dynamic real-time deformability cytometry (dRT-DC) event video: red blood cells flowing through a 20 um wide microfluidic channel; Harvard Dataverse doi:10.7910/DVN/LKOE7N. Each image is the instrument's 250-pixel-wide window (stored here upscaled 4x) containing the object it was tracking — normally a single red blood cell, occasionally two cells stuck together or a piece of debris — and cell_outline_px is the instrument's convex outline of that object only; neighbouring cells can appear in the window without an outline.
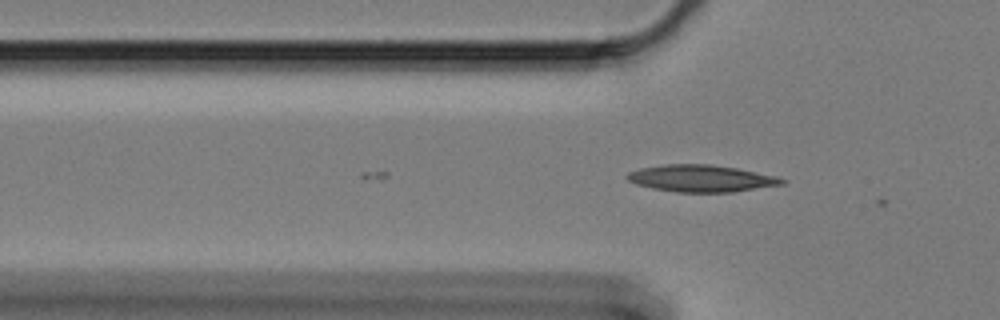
{"species": "Egyptian fruit bat (a non-hibernating species)", "species_latin": "Rousettus aegyptiacus", "temperature_condition": "cold", "stored_images_in_passage": 4, "camera_frame_rate_fps": 3000, "um_per_image_px": 0.085, "animal": {"sex": "female"}, "frame": {"image": 1, "passage_image": 4, "time_ms": 1.0, "image_size_px": [1000, 320], "cell_outline_px": [[788, 180], [784, 184], [732, 192], [676, 192], [652, 188], [636, 184], [628, 180], [624, 176], [628, 172], [640, 168], [664, 164], [708, 164], [736, 168], [776, 176]], "centroid_in_image_um": [59.58, 15.16], "position_along_channel_um": 66.2, "area_um2": 24.28}}